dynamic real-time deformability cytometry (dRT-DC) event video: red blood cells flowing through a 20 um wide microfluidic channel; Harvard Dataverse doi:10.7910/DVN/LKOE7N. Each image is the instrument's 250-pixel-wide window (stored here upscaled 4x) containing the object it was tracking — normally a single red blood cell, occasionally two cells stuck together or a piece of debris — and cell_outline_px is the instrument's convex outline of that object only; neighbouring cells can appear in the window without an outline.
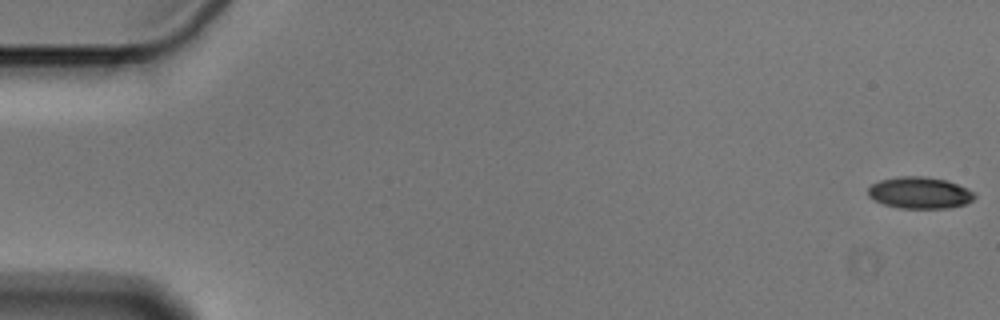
{"species": "Egyptian fruit bat (a non-hibernating species)", "species_latin": "Rousettus aegyptiacus", "temperature_condition": "cold", "stored_images_in_passage": 56, "camera_frame_rate_fps": 3000, "um_per_image_px": 0.085, "animal": {"sex": "male"}, "frame": {"image": 1, "passage_image": 1, "time_ms": 0.0, "image_size_px": [1000, 320], "cell_outline_px": [[976, 196], [972, 200], [964, 204], [948, 208], [900, 208], [884, 204], [868, 196], [868, 188], [872, 184], [880, 180], [900, 176], [924, 176], [948, 180], [968, 188], [976, 192]], "centroid_in_image_um": [78.21, 16.37], "position_along_channel_um": 6.8, "area_um2": 19.71}}
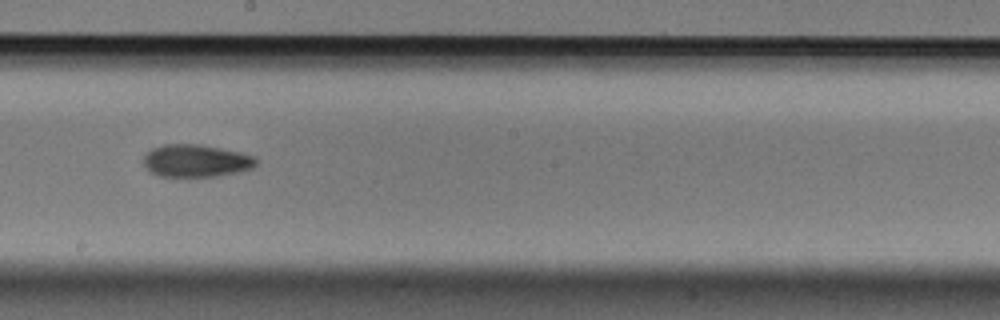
{"frame": {"image": 2, "passage_image": 32, "time_ms": 10.333, "image_size_px": [1000, 320], "cell_outline_px": [[256, 164], [252, 168], [240, 172], [216, 176], [188, 180], [156, 176], [144, 164], [144, 156], [152, 148], [164, 144], [200, 144], [240, 152], [256, 156]], "centroid_in_image_um": [16.65, 13.71], "position_along_channel_um": 231.5, "area_um2": 22.14}}
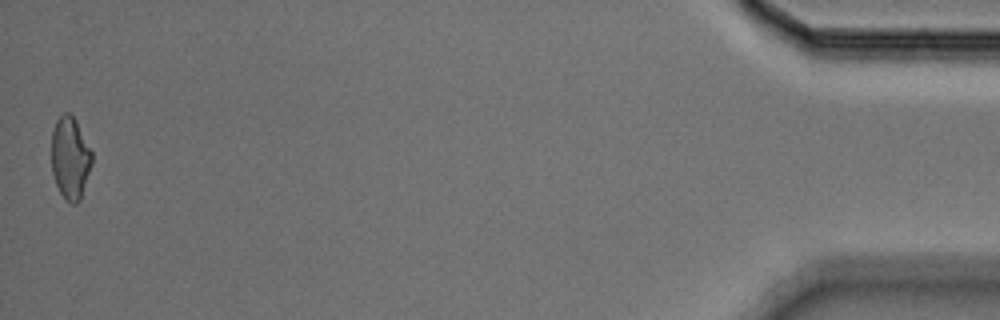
{"frame": {"image": 3, "passage_image": 56, "time_ms": 18.333, "image_size_px": [1000, 320], "cell_outline_px": [[92, 164], [80, 200], [76, 204], [72, 204], [60, 192], [56, 184], [52, 172], [52, 132], [56, 120], [64, 112], [68, 112], [76, 120], [92, 152]], "centroid_in_image_um": [5.97, 13.41], "position_along_channel_um": 429.2, "area_um2": 19.25}, "authors_computed_cell_mechanics": {"area_um2": 20.6635, "velocity_mm_per_s": 3.5993, "shape_relaxation_time_tau1_ms": 5.0887, "shape_relaxation_time_tau2_ms": 7.88, "deformation_change_tau1": 0.1392, "deformation_change_tau2": 0.1414}}